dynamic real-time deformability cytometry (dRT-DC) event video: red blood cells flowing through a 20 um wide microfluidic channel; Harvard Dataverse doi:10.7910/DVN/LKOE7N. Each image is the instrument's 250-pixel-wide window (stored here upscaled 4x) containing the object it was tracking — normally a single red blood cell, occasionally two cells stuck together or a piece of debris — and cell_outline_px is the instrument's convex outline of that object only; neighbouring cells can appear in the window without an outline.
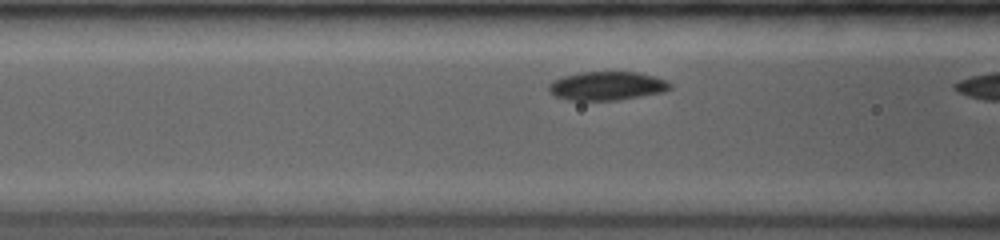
{"species": "common noctule bat (a hibernating species)", "species_latin": "Nyctalus noctula", "temperature_condition": "room temperature", "stored_images_in_passage": 10, "camera_frame_rate_fps": 3500, "um_per_image_px": 0.085, "animal": {"sex": "female", "body_mass_g": 19.0, "forearm_length_mm": 53.3}, "frame": {"image": 1, "passage_image": 8, "time_ms": 1.714, "image_size_px": [1000, 240], "cell_outline_px": [[672, 88], [664, 92], [620, 100], [568, 100], [556, 96], [548, 92], [548, 84], [552, 80], [564, 76], [580, 72], [636, 72], [656, 76], [672, 84]], "centroid_in_image_um": [51.59, 7.3], "position_along_channel_um": 115.0, "area_um2": 20.46}}